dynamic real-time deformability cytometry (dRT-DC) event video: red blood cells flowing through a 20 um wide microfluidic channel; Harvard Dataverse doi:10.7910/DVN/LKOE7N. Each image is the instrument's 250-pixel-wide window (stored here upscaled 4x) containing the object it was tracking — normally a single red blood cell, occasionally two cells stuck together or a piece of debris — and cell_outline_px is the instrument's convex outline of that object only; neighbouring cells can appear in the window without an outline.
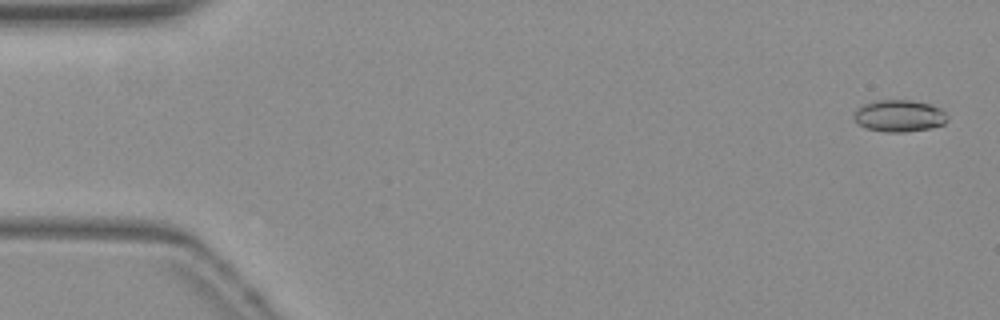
{"species": "common noctule bat (a hibernating species)", "species_latin": "Nyctalus noctula", "temperature_condition": "warm", "stored_images_in_passage": 54, "camera_frame_rate_fps": 3000, "um_per_image_px": 0.085, "animal": {"sex": "female", "body_mass_g": 19.3, "forearm_length_mm": 54.1}, "frame": {"image": 1, "passage_image": 2, "time_ms": 0.333, "image_size_px": [1000, 320], "cell_outline_px": [[948, 120], [944, 124], [928, 128], [904, 132], [888, 132], [868, 128], [860, 124], [856, 120], [856, 108], [864, 104], [876, 100], [912, 100], [928, 104], [940, 108], [948, 116]], "centroid_in_image_um": [76.47, 9.83], "position_along_channel_um": 8.5, "area_um2": 17.05}}
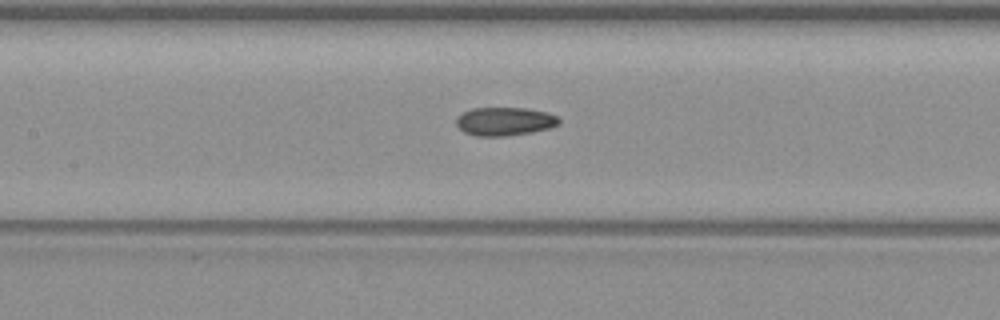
{"frame": {"image": 2, "passage_image": 25, "time_ms": 8.0, "image_size_px": [1000, 320], "cell_outline_px": [[560, 124], [548, 128], [528, 132], [504, 136], [476, 136], [464, 132], [456, 124], [456, 116], [472, 108], [528, 108], [544, 112], [556, 116], [560, 120]], "centroid_in_image_um": [42.86, 10.31], "position_along_channel_um": 164.5, "area_um2": 16.82}}
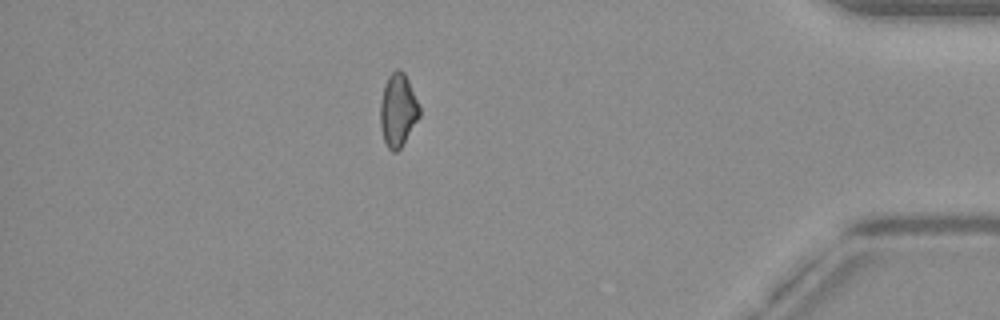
{"frame": {"image": 3, "passage_image": 47, "time_ms": 15.333, "image_size_px": [1000, 320], "cell_outline_px": [[420, 116], [400, 148], [396, 152], [392, 152], [388, 148], [384, 140], [380, 128], [380, 100], [384, 84], [388, 76], [396, 68], [400, 68], [404, 72], [408, 80], [420, 108]], "centroid_in_image_um": [33.8, 9.34], "position_along_channel_um": 401.4, "area_um2": 16.7}, "authors_computed_cell_mechanics": {"area_um2": 16.8776, "velocity_mm_per_s": 3.8558, "shape_relaxation_time_tau1_ms": 11.2142, "shape_relaxation_time_tau2_ms": 2.3711, "deformation_change_tau1": 0.2222, "deformation_change_tau2": 0.0814}}